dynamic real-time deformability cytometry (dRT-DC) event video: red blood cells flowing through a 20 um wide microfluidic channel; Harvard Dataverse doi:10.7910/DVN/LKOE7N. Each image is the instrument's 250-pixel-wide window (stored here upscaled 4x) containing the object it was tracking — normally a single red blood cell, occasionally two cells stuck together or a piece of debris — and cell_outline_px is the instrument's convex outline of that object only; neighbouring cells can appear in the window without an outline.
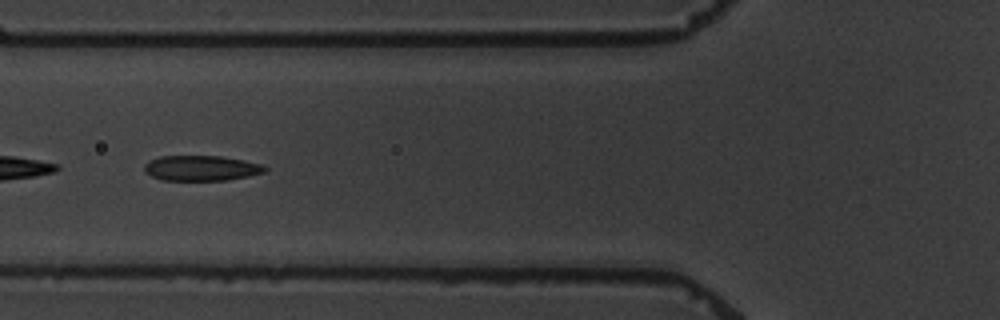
{"species": "common noctule bat (a hibernating species)", "species_latin": "Nyctalus noctula", "temperature_condition": "warm", "stored_images_in_passage": 8, "camera_frame_rate_fps": 3000, "um_per_image_px": 0.085, "animal": {"sex": "male", "body_mass_g": 19.5, "forearm_length_mm": 54.6}, "frame": {"image": 1, "passage_image": 7, "time_ms": 7.0, "image_size_px": [1000, 320], "cell_outline_px": [[268, 168], [264, 172], [248, 176], [228, 180], [160, 180], [144, 172], [144, 164], [148, 160], [160, 156], [220, 156], [244, 160], [264, 164]], "centroid_in_image_um": [17.1, 14.29], "position_along_channel_um": 108.7, "area_um2": 17.92}}
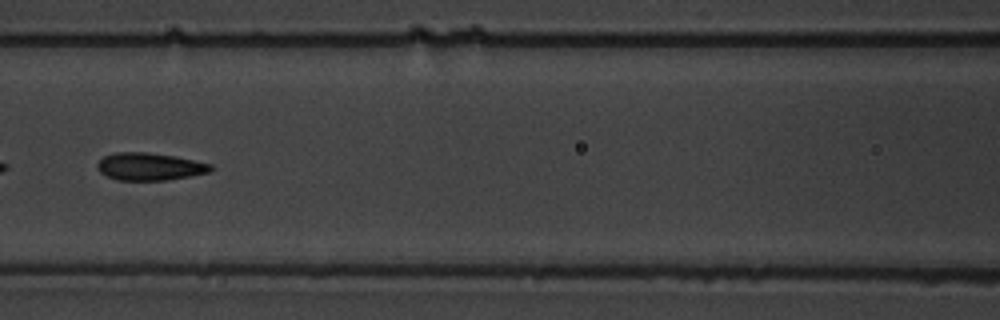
{"frame": {"image": 2, "passage_image": 8, "time_ms": 8.333, "image_size_px": [1000, 320], "cell_outline_px": [[216, 168], [212, 172], [164, 180], [116, 180], [100, 172], [96, 168], [96, 164], [104, 156], [116, 152], [148, 152], [176, 156], [212, 164]], "centroid_in_image_um": [12.75, 14.15], "position_along_channel_um": 153.9, "area_um2": 18.32}}